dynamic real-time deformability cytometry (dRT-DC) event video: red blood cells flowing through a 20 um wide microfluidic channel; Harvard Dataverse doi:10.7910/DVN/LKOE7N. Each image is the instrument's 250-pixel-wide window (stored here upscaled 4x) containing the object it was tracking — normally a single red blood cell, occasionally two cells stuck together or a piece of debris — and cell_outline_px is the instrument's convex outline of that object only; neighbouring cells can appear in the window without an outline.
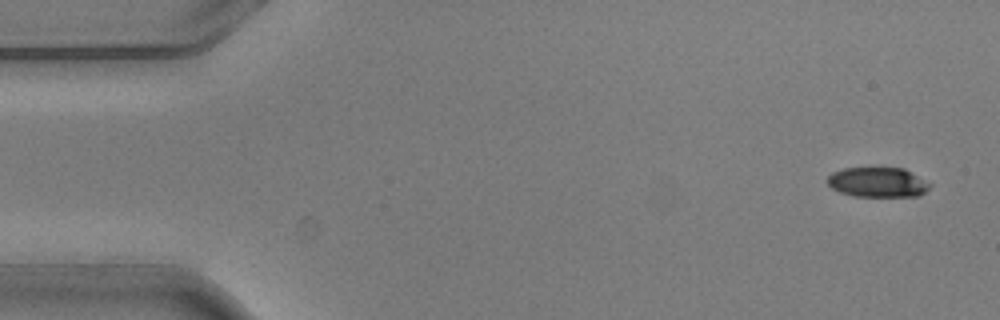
{"species": "common noctule bat (a hibernating species)", "species_latin": "Nyctalus noctula", "temperature_condition": "warm", "stored_images_in_passage": 8, "camera_frame_rate_fps": 3000, "um_per_image_px": 0.085, "animal": {"sex": "male", "body_mass_g": 20.5, "forearm_length_mm": 52.5}, "frame": {"image": 1, "passage_image": 1, "time_ms": 0.0, "image_size_px": [1000, 320], "cell_outline_px": [[932, 184], [920, 196], [852, 196], [840, 192], [832, 188], [828, 184], [828, 176], [832, 172], [844, 168], [904, 168]], "centroid_in_image_um": [74.6, 15.49], "position_along_channel_um": 10.4, "area_um2": 17.74}}
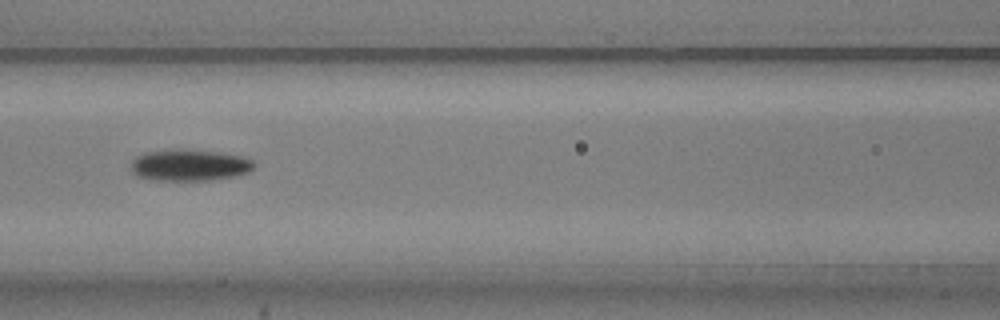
{"frame": {"image": 2, "passage_image": 7, "time_ms": 2.0, "image_size_px": [1000, 320], "cell_outline_px": [[256, 164], [248, 172], [232, 176], [212, 180], [156, 180], [136, 176], [132, 172], [132, 160], [136, 156], [144, 152], [172, 148], [184, 148], [220, 152], [244, 156], [252, 160]], "centroid_in_image_um": [16.09, 14.01], "position_along_channel_um": 150.5, "area_um2": 22.95}}
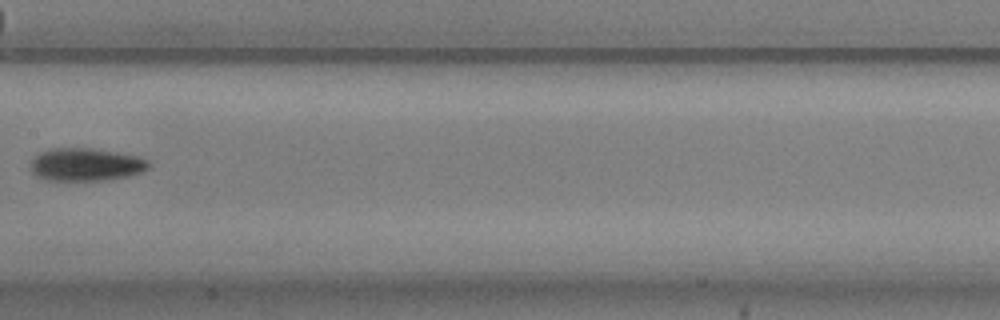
{"frame": {"image": 3, "passage_image": 8, "time_ms": 2.333, "image_size_px": [1000, 320], "cell_outline_px": [[152, 164], [148, 168], [140, 172], [128, 176], [104, 180], [48, 180], [36, 176], [32, 172], [32, 160], [40, 152], [52, 148], [92, 148], [140, 156], [148, 160]], "centroid_in_image_um": [7.33, 13.98], "position_along_channel_um": 200.1, "area_um2": 22.54}}